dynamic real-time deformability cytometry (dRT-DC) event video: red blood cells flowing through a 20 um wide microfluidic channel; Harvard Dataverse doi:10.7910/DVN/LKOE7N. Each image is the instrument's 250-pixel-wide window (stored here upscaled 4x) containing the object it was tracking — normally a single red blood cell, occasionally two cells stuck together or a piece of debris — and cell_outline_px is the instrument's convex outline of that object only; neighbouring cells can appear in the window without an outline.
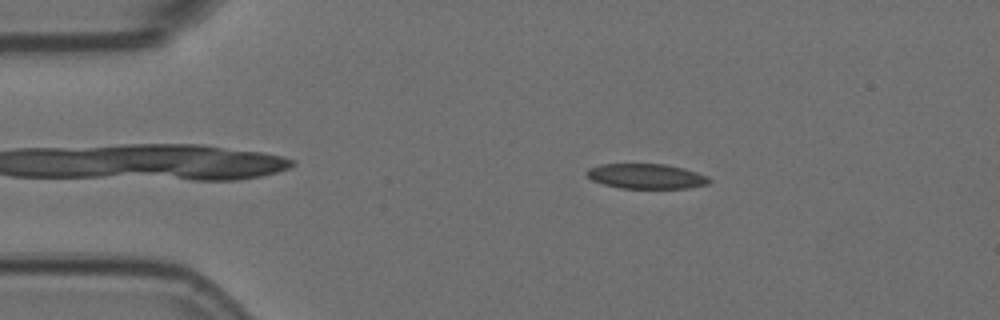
{"species": "Egyptian fruit bat (a non-hibernating species)", "species_latin": "Rousettus aegyptiacus", "temperature_condition": "room temperature", "stored_images_in_passage": 5, "camera_frame_rate_fps": 3000, "um_per_image_px": 0.085, "animal": {"sex": "female"}, "frame": {"image": 1, "passage_image": 2, "time_ms": 0.333, "image_size_px": [1000, 320], "cell_outline_px": [[712, 180], [708, 184], [688, 188], [620, 188], [604, 184], [592, 180], [584, 172], [588, 168], [600, 164], [664, 164], [684, 168], [708, 176]], "centroid_in_image_um": [54.93, 14.98], "position_along_channel_um": 30.1, "area_um2": 17.86}}
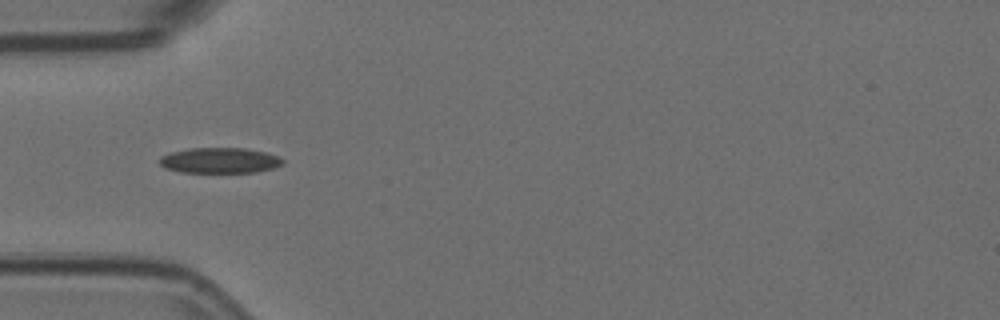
{"frame": {"image": 2, "passage_image": 4, "time_ms": 1.0, "image_size_px": [1000, 320], "cell_outline_px": [[284, 164], [272, 168], [256, 172], [180, 172], [164, 168], [160, 164], [160, 156], [172, 152], [192, 148], [244, 148], [264, 152], [276, 156], [284, 160]], "centroid_in_image_um": [18.66, 13.64], "position_along_channel_um": 66.3, "area_um2": 18.15}}
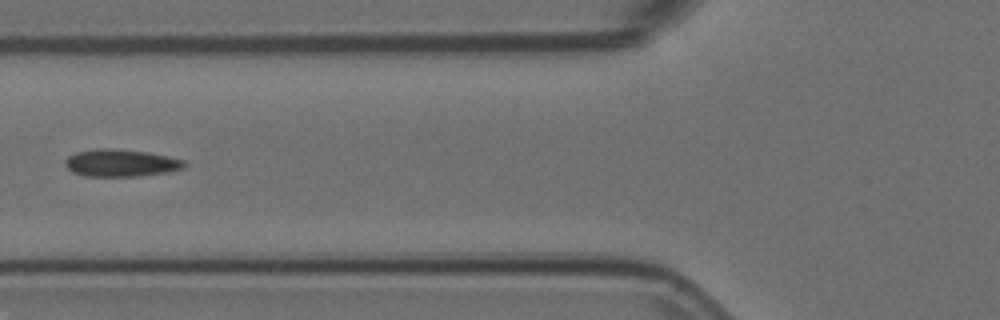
{"frame": {"image": 3, "passage_image": 5, "time_ms": 1.333, "image_size_px": [1000, 320], "cell_outline_px": [[188, 164], [184, 168], [168, 172], [140, 176], [84, 176], [72, 172], [64, 164], [64, 160], [68, 156], [76, 152], [96, 148], [112, 148], [148, 152], [168, 156], [184, 160]], "centroid_in_image_um": [10.28, 13.85], "position_along_channel_um": 115.5, "area_um2": 19.19}}